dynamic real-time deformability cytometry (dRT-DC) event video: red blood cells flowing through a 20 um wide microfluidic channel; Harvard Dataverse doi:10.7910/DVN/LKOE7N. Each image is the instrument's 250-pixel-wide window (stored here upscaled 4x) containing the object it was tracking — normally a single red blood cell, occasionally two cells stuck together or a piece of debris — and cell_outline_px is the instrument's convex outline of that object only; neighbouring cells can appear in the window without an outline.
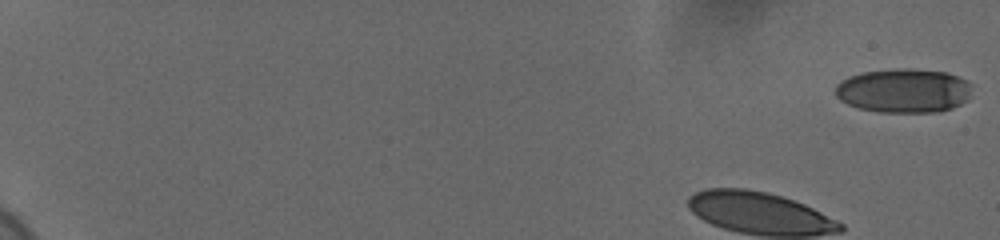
{"species": "human", "species_latin": "Homo sapiens", "temperature_condition": "cold", "stored_images_in_passage": 49, "camera_frame_rate_fps": 3000, "um_per_image_px": 0.085, "donor": {"sex": "female"}, "frame": {"image": 1, "passage_image": 1, "time_ms": 0.0, "image_size_px": [1000, 240], "cell_outline_px": [[972, 84], [968, 100], [952, 108], [940, 112], [880, 112], [860, 108], [848, 104], [840, 100], [836, 96], [836, 84], [840, 80], [848, 76], [864, 72], [896, 68], [908, 68], [948, 72], [968, 80]], "centroid_in_image_um": [76.84, 7.69], "position_along_channel_um": 8.2, "area_um2": 35.49}}
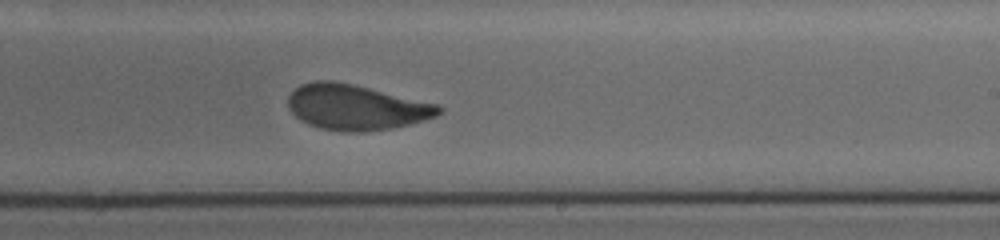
{"frame": {"image": 2, "passage_image": 34, "time_ms": 11.0, "image_size_px": [1000, 240], "cell_outline_px": [[444, 108], [436, 116], [412, 124], [392, 128], [364, 132], [344, 132], [320, 128], [308, 124], [300, 120], [288, 108], [288, 96], [300, 84], [316, 80], [332, 80], [352, 84], [436, 104]], "centroid_in_image_um": [30.23, 9.12], "position_along_channel_um": 258.8, "area_um2": 39.71}}
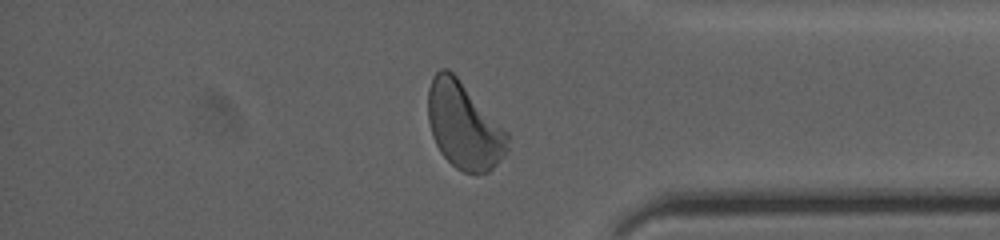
{"frame": {"image": 3, "passage_image": 46, "time_ms": 15.0, "image_size_px": [1000, 240], "cell_outline_px": [[508, 152], [488, 172], [476, 176], [464, 172], [456, 168], [440, 152], [432, 136], [428, 120], [428, 88], [432, 76], [440, 68], [448, 68], [456, 76], [508, 132]], "centroid_in_image_um": [39.43, 10.7], "position_along_channel_um": 395.8, "area_um2": 40.23}}